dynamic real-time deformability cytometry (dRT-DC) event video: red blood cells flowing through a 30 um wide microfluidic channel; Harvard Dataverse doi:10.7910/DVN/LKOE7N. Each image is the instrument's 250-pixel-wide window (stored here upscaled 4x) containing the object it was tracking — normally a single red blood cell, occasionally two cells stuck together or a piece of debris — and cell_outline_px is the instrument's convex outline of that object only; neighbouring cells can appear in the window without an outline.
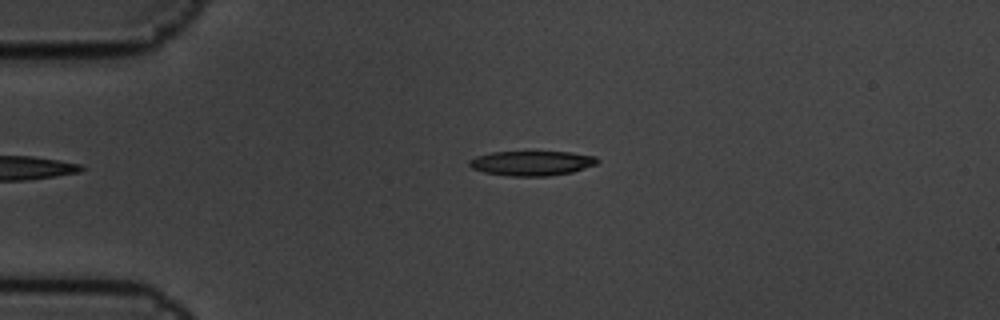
{"species": "common noctule bat (a hibernating species)", "species_latin": "Nyctalus noctula", "temperature_condition": "cold", "stored_images_in_passage": 2, "camera_frame_rate_fps": 3000, "um_per_image_px": 0.085, "animal": {"sex": "male", "body_mass_g": 19.5, "forearm_length_mm": 54.6}, "frame": {"image": 1, "passage_image": 1, "time_ms": 0.0, "image_size_px": [1000, 320], "cell_outline_px": [[600, 160], [596, 164], [572, 172], [548, 176], [508, 176], [484, 172], [472, 168], [468, 164], [468, 160], [476, 156], [492, 152], [572, 152], [596, 156]], "centroid_in_image_um": [45.2, 13.87], "position_along_channel_um": 39.8, "area_um2": 18.5}}